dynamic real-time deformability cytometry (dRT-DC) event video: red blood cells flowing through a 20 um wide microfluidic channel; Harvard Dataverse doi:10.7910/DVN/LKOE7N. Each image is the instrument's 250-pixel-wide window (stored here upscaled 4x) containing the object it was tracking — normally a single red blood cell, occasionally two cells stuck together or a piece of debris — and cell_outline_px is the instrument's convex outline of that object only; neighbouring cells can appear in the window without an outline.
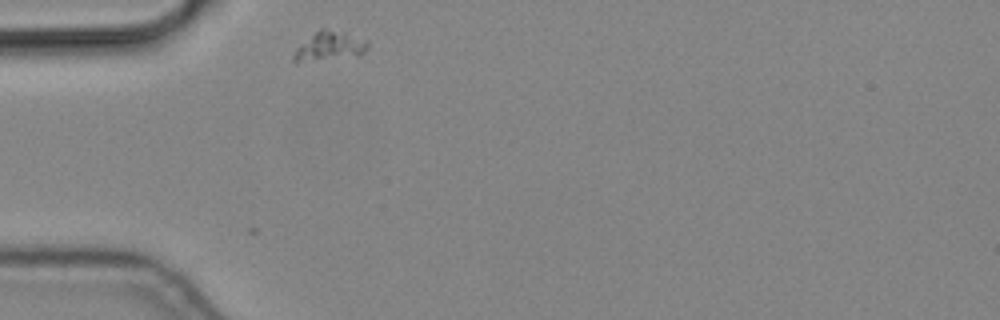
{"species": "common noctule bat (a hibernating species)", "species_latin": "Nyctalus noctula", "temperature_condition": "cold", "stored_images_in_passage": 1, "camera_frame_rate_fps": 3000, "um_per_image_px": 0.085, "animal": {"sex": "male", "body_mass_g": 19.2, "forearm_length_mm": 51.8}, "frame": {"image": 1, "passage_image": 1, "time_ms": 0.0, "image_size_px": [1000, 320], "cell_outline_px": [[368, 48], [360, 56], [296, 64], [292, 60], [292, 56], [296, 48], [300, 44], [320, 28], [324, 28], [344, 32], [368, 40]], "centroid_in_image_um": [27.98, 3.97], "position_along_channel_um": 57.0, "area_um2": 13.12}}